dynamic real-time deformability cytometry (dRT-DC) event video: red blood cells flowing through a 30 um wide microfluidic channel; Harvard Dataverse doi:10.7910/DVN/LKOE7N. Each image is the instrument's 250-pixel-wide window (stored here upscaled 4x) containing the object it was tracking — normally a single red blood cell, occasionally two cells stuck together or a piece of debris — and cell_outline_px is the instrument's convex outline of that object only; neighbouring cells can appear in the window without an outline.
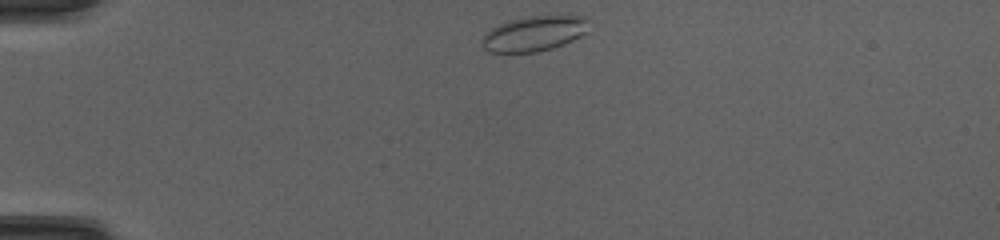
{"species": "common noctule bat (a hibernating species)", "species_latin": "Nyctalus noctula", "temperature_condition": "cold", "stored_images_in_passage": 39, "camera_frame_rate_fps": 3000, "um_per_image_px": 0.085, "animal": {"sex": "female", "body_mass_g": 20.0, "forearm_length_mm": 54.0}, "frame": {"image": 1, "passage_image": 1, "time_ms": 0.0, "image_size_px": [1000, 240], "cell_outline_px": [[588, 20], [584, 32], [580, 36], [564, 44], [552, 48], [536, 52], [488, 52], [480, 44], [480, 40], [492, 28], [500, 24], [512, 20], [528, 16], [584, 16]], "centroid_in_image_um": [45.36, 2.87], "position_along_channel_um": 39.6, "area_um2": 21.5}}
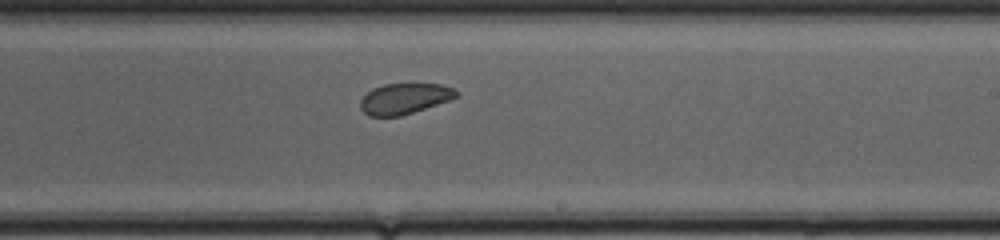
{"frame": {"image": 2, "passage_image": 20, "time_ms": 6.333, "image_size_px": [1000, 240], "cell_outline_px": [[460, 96], [452, 100], [400, 116], [368, 116], [360, 108], [360, 100], [372, 88], [384, 84], [440, 84], [452, 88]], "centroid_in_image_um": [34.38, 8.39], "position_along_channel_um": 254.6, "area_um2": 17.17}}
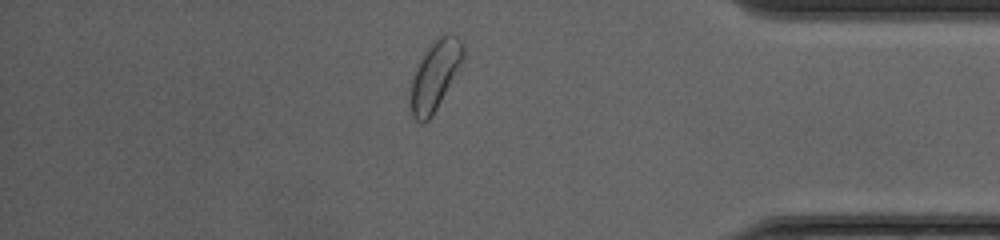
{"frame": {"image": 3, "passage_image": 32, "time_ms": 10.333, "image_size_px": [1000, 240], "cell_outline_px": [[464, 56], [460, 68], [432, 116], [424, 124], [420, 124], [412, 116], [408, 104], [408, 96], [412, 80], [416, 68], [420, 60], [428, 48], [444, 32], [448, 32], [456, 36], [464, 44]], "centroid_in_image_um": [36.96, 6.46], "position_along_channel_um": 398.2, "area_um2": 21.56}, "authors_computed_cell_mechanics": {"area_um2": 19.1896, "velocity_mm_per_s": 4.1801, "shape_relaxation_time_tau1_ms": 1.8155, "shape_relaxation_time_tau2_ms": 6.8288, "deformation_change_tau1": 0.0516, "deformation_change_tau2": 0.115}}